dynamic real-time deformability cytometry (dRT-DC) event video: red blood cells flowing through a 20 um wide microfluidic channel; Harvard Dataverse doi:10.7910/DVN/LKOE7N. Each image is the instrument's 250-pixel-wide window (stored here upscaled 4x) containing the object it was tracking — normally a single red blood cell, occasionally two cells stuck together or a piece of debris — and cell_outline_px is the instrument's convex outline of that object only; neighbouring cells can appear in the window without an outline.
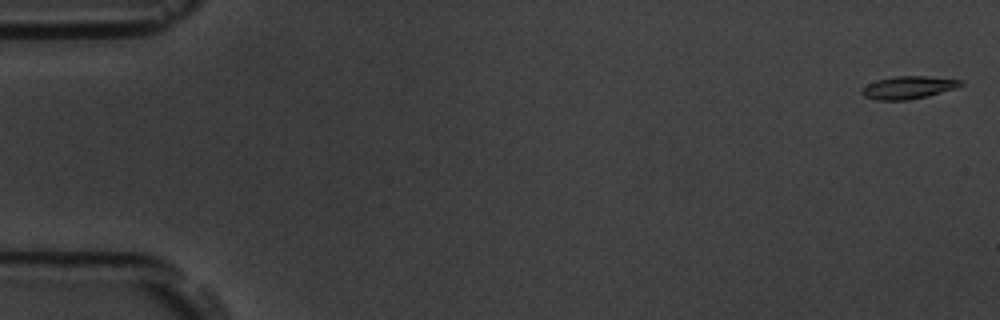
{"species": "common noctule bat (a hibernating species)", "species_latin": "Nyctalus noctula", "temperature_condition": "room temperature", "stored_images_in_passage": 56, "camera_frame_rate_fps": 3000, "um_per_image_px": 0.085, "animal": {"sex": "male", "body_mass_g": 19.5, "forearm_length_mm": 54.6}, "frame": {"image": 1, "passage_image": 1, "time_ms": 0.0, "image_size_px": [1000, 320], "cell_outline_px": [[964, 84], [956, 88], [928, 96], [908, 100], [876, 100], [864, 96], [860, 92], [860, 88], [876, 80], [896, 76], [924, 76], [960, 80]], "centroid_in_image_um": [77.16, 7.44], "position_along_channel_um": 7.8, "area_um2": 13.06}}
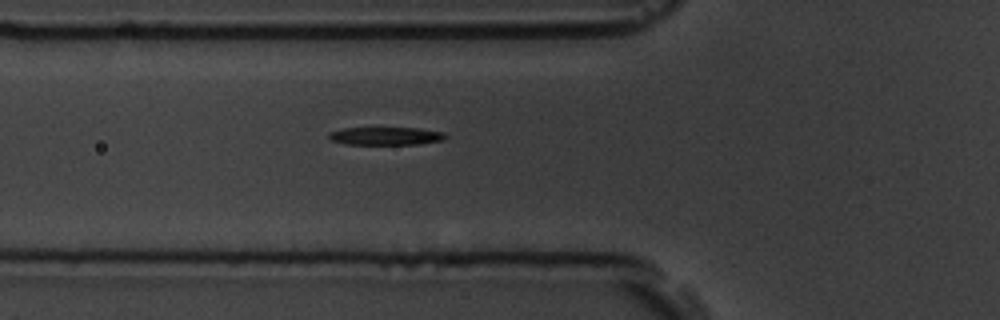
{"frame": {"image": 2, "passage_image": 20, "time_ms": 6.333, "image_size_px": [1000, 320], "cell_outline_px": [[448, 136], [444, 140], [420, 144], [344, 144], [328, 140], [328, 136], [332, 132], [344, 128], [416, 128], [444, 132]], "centroid_in_image_um": [32.81, 11.57], "position_along_channel_um": 93.0, "area_um2": 12.2}}
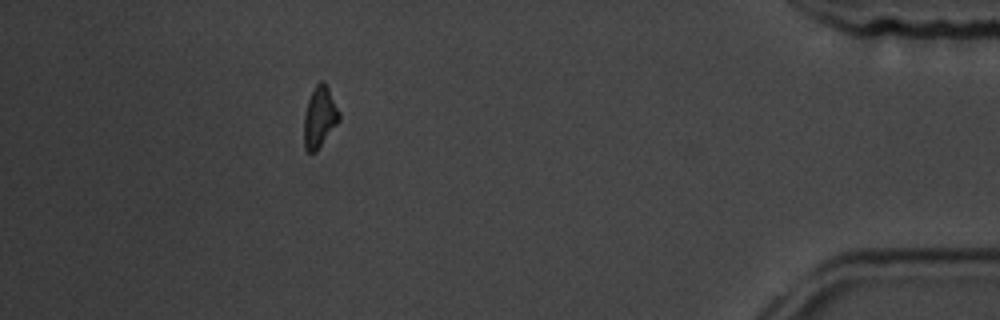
{"frame": {"image": 3, "passage_image": 50, "time_ms": 16.333, "image_size_px": [1000, 320], "cell_outline_px": [[340, 120], [316, 152], [308, 152], [304, 148], [304, 116], [308, 100], [316, 84], [320, 80], [324, 80], [340, 112]], "centroid_in_image_um": [27.17, 9.96], "position_along_channel_um": 408.0, "area_um2": 12.48}, "authors_computed_cell_mechanics": {"area_um2": 13.1784, "velocity_mm_per_s": 3.6865, "shape_relaxation_time_tau1_ms": 2.4658, "shape_relaxation_time_tau2_ms": null, "deformation_change_tau1": 0.1605, "deformation_change_tau2": null}}